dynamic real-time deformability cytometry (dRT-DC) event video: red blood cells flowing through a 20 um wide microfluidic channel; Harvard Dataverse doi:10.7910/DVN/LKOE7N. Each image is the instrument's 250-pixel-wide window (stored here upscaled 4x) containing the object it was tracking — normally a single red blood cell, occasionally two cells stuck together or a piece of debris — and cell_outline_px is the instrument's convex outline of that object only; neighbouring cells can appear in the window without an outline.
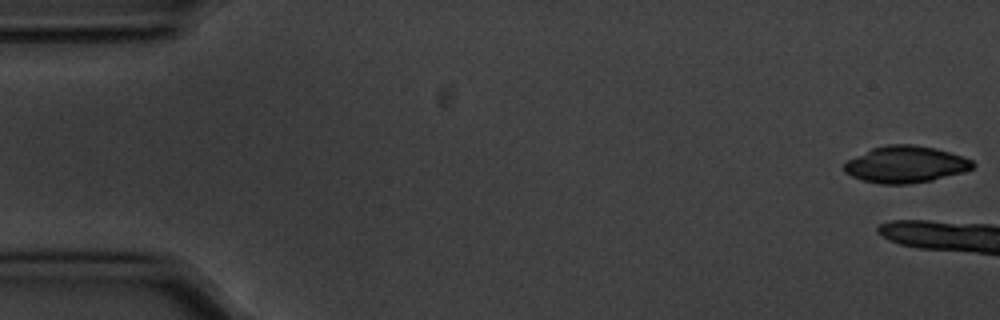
{"species": "common noctule bat (a hibernating species)", "species_latin": "Nyctalus noctula", "temperature_condition": "cold", "stored_images_in_passage": 5, "camera_frame_rate_fps": 3000, "um_per_image_px": 0.085, "animal": {"sex": "male", "body_mass_g": 20.1, "forearm_length_mm": 53.5}, "frame": {"image": 1, "passage_image": 1, "time_ms": 0.0, "image_size_px": [1000, 320], "cell_outline_px": [[976, 164], [972, 168], [964, 172], [932, 180], [908, 184], [880, 184], [864, 180], [852, 176], [844, 172], [844, 164], [848, 160], [872, 148], [888, 144], [912, 144], [936, 148], [972, 160]], "centroid_in_image_um": [76.98, 13.97], "position_along_channel_um": 8.0, "area_um2": 27.34}}